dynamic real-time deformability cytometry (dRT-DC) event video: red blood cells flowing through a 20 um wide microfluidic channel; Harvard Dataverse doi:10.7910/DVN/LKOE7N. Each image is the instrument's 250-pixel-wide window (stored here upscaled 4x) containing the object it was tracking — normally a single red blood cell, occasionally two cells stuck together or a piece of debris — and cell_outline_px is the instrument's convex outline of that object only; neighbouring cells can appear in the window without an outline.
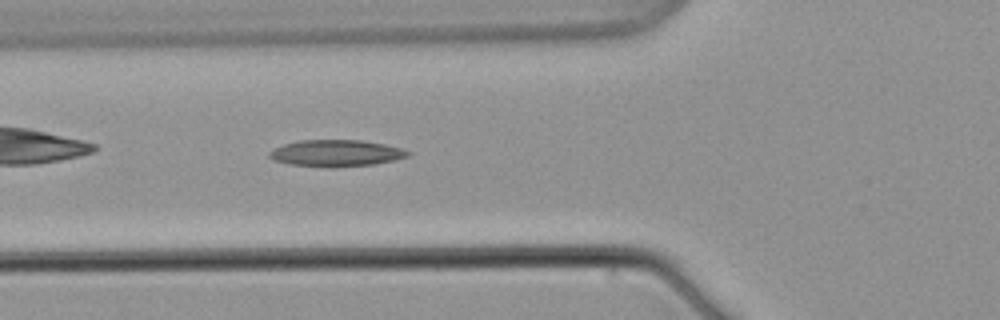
{"species": "common noctule bat (a hibernating species)", "species_latin": "Nyctalus noctula", "temperature_condition": "warm", "stored_images_in_passage": 2, "camera_frame_rate_fps": 3000, "um_per_image_px": 0.085, "animal": {"sex": "male", "body_mass_g": 21.5, "forearm_length_mm": 52.0}, "frame": {"image": 1, "passage_image": 2, "time_ms": 1.333, "image_size_px": [1000, 320], "cell_outline_px": [[412, 152], [408, 156], [392, 160], [372, 164], [292, 164], [272, 160], [268, 156], [268, 152], [284, 144], [300, 140], [360, 140], [384, 144], [404, 148]], "centroid_in_image_um": [28.59, 12.96], "position_along_channel_um": 97.2, "area_um2": 20.29}}